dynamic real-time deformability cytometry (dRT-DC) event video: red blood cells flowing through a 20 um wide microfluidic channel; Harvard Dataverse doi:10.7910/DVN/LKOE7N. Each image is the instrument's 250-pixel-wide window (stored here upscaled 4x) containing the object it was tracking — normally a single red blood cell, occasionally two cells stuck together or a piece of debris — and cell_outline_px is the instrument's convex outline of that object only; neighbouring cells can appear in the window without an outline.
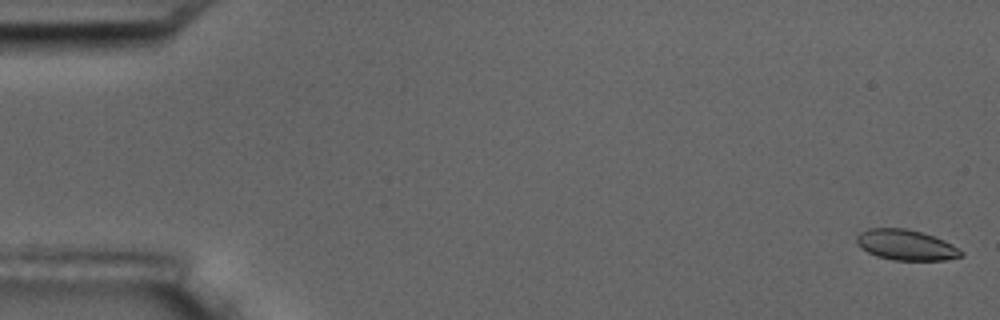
{"species": "common noctule bat (a hibernating species)", "species_latin": "Nyctalus noctula", "temperature_condition": "room temperature", "stored_images_in_passage": 5, "camera_frame_rate_fps": 3000, "um_per_image_px": 0.085, "animal": {"sex": "male", "body_mass_g": 17.5, "forearm_length_mm": 52.3}, "frame": {"image": 1, "passage_image": 1, "time_ms": 0.0, "image_size_px": [1000, 320], "cell_outline_px": [[964, 256], [944, 260], [892, 260], [876, 256], [860, 248], [856, 244], [856, 236], [860, 232], [868, 228], [908, 228], [944, 240], [952, 244], [964, 252]], "centroid_in_image_um": [76.98, 20.82], "position_along_channel_um": 8.0, "area_um2": 18.73}}
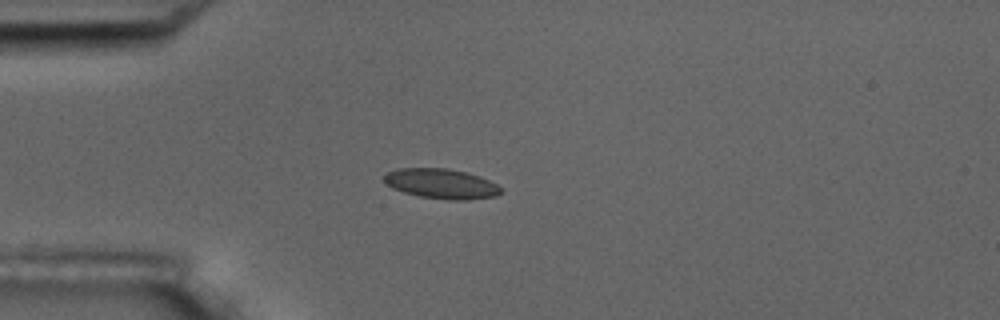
{"frame": {"image": 2, "passage_image": 5, "time_ms": 4.667, "image_size_px": [1000, 320], "cell_outline_px": [[504, 192], [496, 196], [464, 200], [448, 200], [420, 196], [404, 192], [392, 188], [384, 184], [384, 176], [388, 172], [396, 168], [448, 168], [468, 172], [480, 176], [496, 184]], "centroid_in_image_um": [37.51, 15.61], "position_along_channel_um": 47.5, "area_um2": 20.52}}